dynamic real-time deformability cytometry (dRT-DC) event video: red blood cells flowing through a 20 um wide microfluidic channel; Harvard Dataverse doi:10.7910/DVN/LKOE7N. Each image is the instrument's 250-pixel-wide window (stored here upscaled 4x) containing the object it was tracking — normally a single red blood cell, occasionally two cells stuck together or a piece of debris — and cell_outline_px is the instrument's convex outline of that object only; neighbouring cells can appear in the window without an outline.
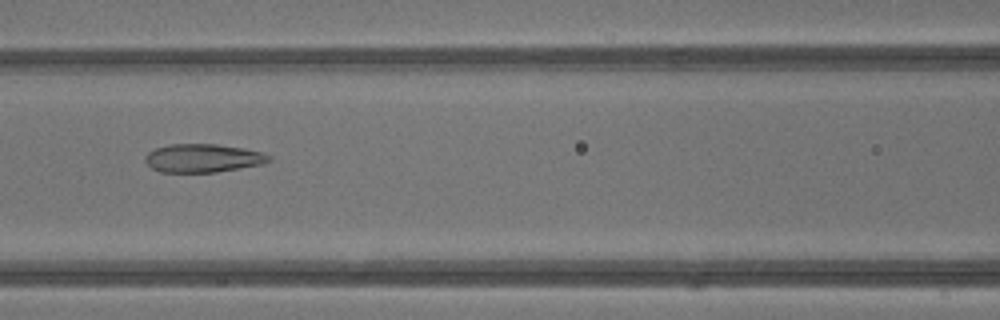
{"species": "common noctule bat (a hibernating species)", "species_latin": "Nyctalus noctula", "temperature_condition": "warm", "stored_images_in_passage": 42, "camera_frame_rate_fps": 3000, "um_per_image_px": 0.085, "animal": {"sex": "male", "body_mass_g": 13.3}, "frame": {"image": 1, "passage_image": 19, "time_ms": 6.0, "image_size_px": [1000, 320], "cell_outline_px": [[272, 160], [264, 164], [216, 172], [160, 172], [152, 168], [144, 160], [144, 156], [148, 152], [156, 148], [168, 144], [216, 144], [244, 148], [260, 152], [272, 156]], "centroid_in_image_um": [17.26, 13.44], "position_along_channel_um": 149.3, "area_um2": 20.58}}
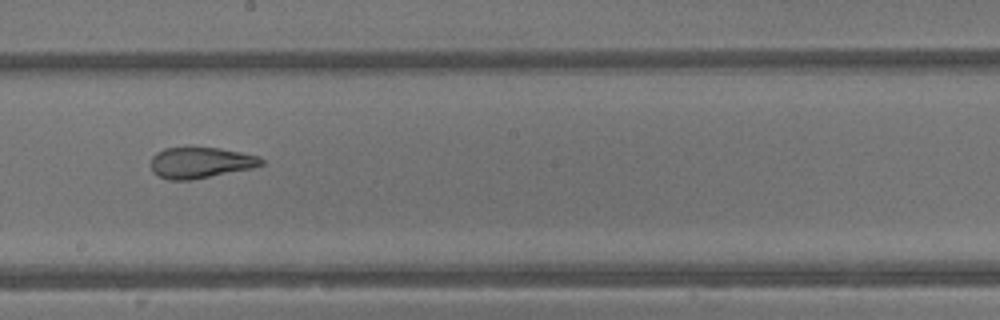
{"frame": {"image": 2, "passage_image": 24, "time_ms": 7.667, "image_size_px": [1000, 320], "cell_outline_px": [[264, 164], [252, 168], [192, 180], [168, 180], [152, 172], [152, 156], [156, 152], [164, 148], [220, 148], [260, 156], [264, 160]], "centroid_in_image_um": [17.06, 13.83], "position_along_channel_um": 231.1, "area_um2": 19.88}}
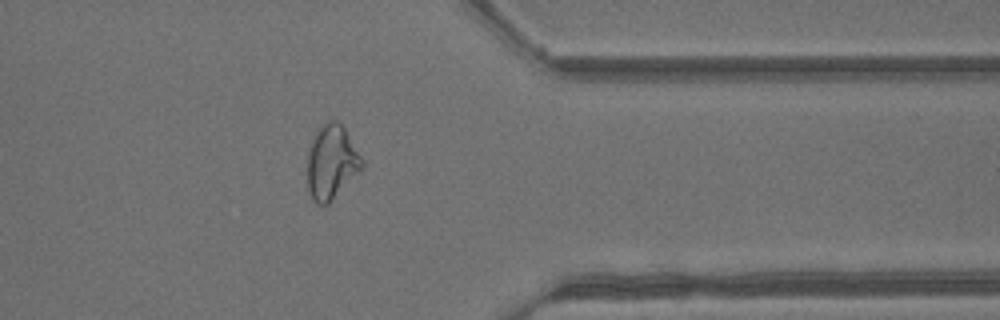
{"frame": {"image": 3, "passage_image": 34, "time_ms": 11.0, "image_size_px": [1000, 320], "cell_outline_px": [[364, 164], [328, 204], [324, 208], [316, 204], [312, 200], [308, 192], [308, 152], [312, 140], [316, 132], [328, 120], [336, 120], [344, 128], [360, 156]], "centroid_in_image_um": [28.13, 13.82], "position_along_channel_um": 383.3, "area_um2": 23.0}, "authors_computed_cell_mechanics": {"area_um2": 24.9118, "velocity_mm_per_s": 4.9177, "shape_relaxation_time_tau1_ms": null, "shape_relaxation_time_tau2_ms": 1.3562, "deformation_change_tau1": null, "deformation_change_tau2": 0.0801}}